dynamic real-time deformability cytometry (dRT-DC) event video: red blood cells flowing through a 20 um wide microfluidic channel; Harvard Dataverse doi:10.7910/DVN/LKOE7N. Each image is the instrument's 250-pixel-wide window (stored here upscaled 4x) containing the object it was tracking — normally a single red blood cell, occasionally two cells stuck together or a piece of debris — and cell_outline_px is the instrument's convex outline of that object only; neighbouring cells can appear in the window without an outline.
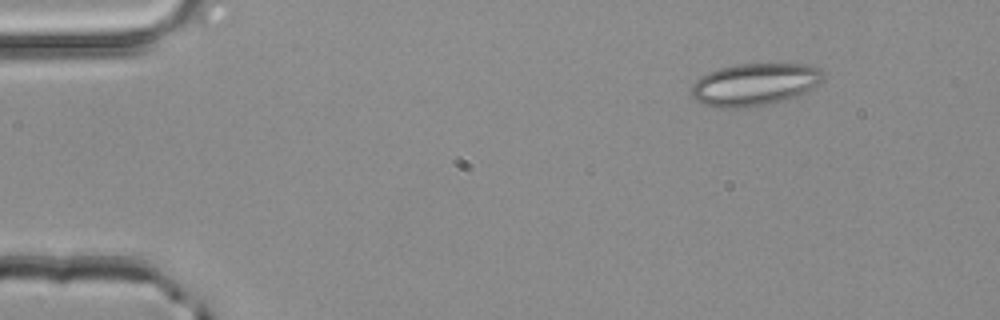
{"species": "common noctule bat (a hibernating species)", "species_latin": "Nyctalus noctula", "temperature_condition": "room temperature", "stored_images_in_passage": 3, "camera_frame_rate_fps": 3000, "um_per_image_px": 0.085, "animal": {"sex": "male", "body_mass_g": 20.4}, "frame": {"image": 1, "passage_image": 3, "time_ms": 0.667, "image_size_px": [1000, 320], "cell_outline_px": [[824, 80], [804, 92], [796, 96], [756, 108], [712, 108], [696, 100], [692, 96], [692, 84], [700, 76], [708, 72], [720, 68], [736, 64], [808, 64], [820, 68], [824, 72]], "centroid_in_image_um": [64.13, 7.19], "position_along_channel_um": 20.9, "area_um2": 32.89}}